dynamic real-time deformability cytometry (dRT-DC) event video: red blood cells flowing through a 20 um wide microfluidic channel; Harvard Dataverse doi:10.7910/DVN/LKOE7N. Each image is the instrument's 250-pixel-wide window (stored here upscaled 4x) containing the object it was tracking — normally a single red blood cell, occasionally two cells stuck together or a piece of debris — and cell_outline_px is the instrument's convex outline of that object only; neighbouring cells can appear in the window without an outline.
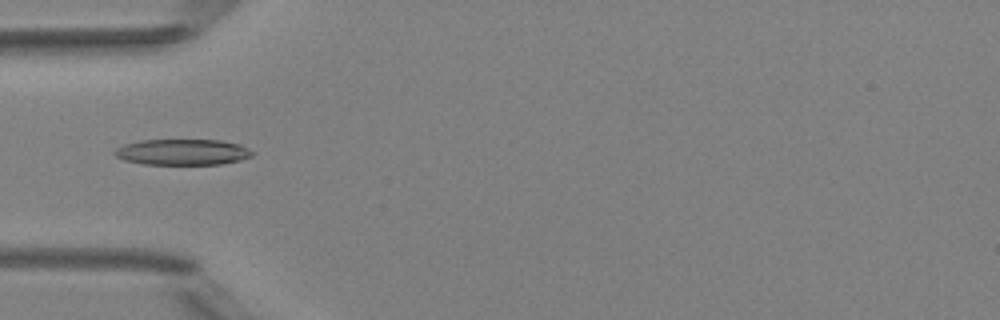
{"species": "Egyptian fruit bat (a non-hibernating species)", "species_latin": "Rousettus aegyptiacus", "temperature_condition": "room temperature", "stored_images_in_passage": 5, "camera_frame_rate_fps": 3000, "um_per_image_px": 0.085, "animal": {"sex": "female"}, "frame": {"image": 1, "passage_image": 5, "time_ms": 4.667, "image_size_px": [1000, 320], "cell_outline_px": [[256, 152], [252, 156], [240, 160], [220, 164], [144, 164], [124, 160], [116, 156], [112, 152], [116, 148], [124, 144], [140, 140], [220, 140], [240, 144]], "centroid_in_image_um": [15.52, 12.92], "position_along_channel_um": 69.5, "area_um2": 20.87}}